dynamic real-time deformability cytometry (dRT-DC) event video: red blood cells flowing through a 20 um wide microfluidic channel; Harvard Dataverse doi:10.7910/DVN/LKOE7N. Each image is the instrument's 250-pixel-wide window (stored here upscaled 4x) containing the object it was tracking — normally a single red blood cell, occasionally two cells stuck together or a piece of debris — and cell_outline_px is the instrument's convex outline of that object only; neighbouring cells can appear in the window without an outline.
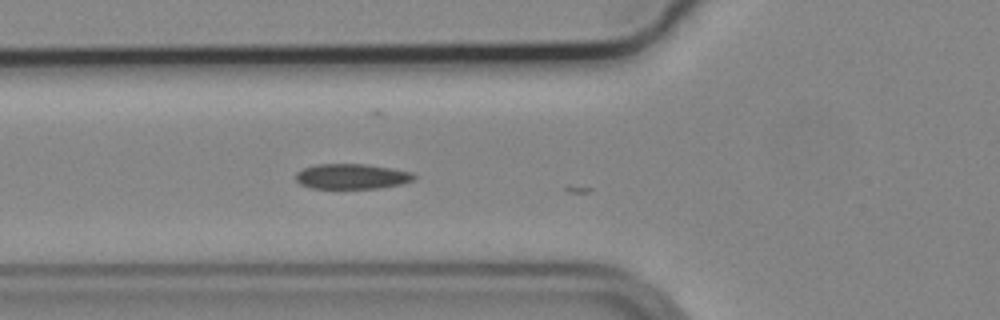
{"species": "common noctule bat (a hibernating species)", "species_latin": "Nyctalus noctula", "temperature_condition": "cold", "stored_images_in_passage": 8, "camera_frame_rate_fps": 3000, "um_per_image_px": 0.085, "animal": {"sex": "male", "body_mass_g": 19.2, "forearm_length_mm": 51.8}, "frame": {"image": 1, "passage_image": 7, "time_ms": 2.0, "image_size_px": [1000, 320], "cell_outline_px": [[416, 176], [412, 180], [404, 184], [380, 188], [312, 188], [300, 184], [296, 180], [296, 172], [304, 168], [316, 164], [368, 164], [392, 168], [412, 172]], "centroid_in_image_um": [29.92, 14.99], "position_along_channel_um": 95.9, "area_um2": 17.46}}